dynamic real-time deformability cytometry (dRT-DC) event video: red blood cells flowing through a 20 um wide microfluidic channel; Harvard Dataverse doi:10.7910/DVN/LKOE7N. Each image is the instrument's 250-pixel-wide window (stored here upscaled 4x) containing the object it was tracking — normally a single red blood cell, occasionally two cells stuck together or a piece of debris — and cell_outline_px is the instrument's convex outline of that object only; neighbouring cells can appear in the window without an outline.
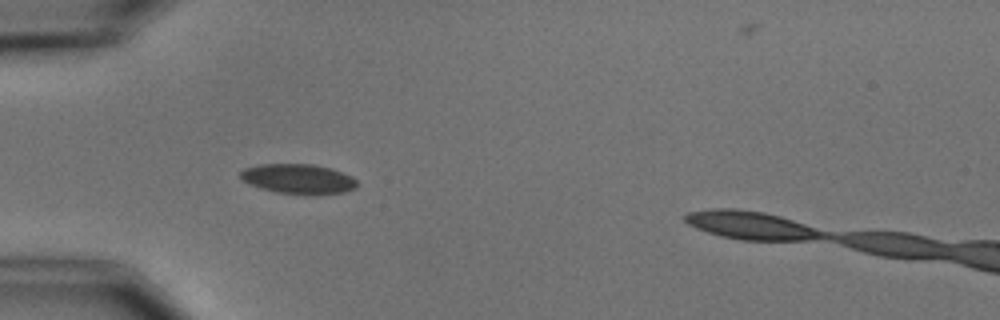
{"species": "common noctule bat (a hibernating species)", "species_latin": "Nyctalus noctula", "temperature_condition": "cold", "stored_images_in_passage": 5, "camera_frame_rate_fps": 3000, "um_per_image_px": 0.085, "animal": {"sex": "male", "body_mass_g": 15.6}, "frame": {"image": 1, "passage_image": 5, "time_ms": 4.667, "image_size_px": [1000, 320], "cell_outline_px": [[360, 184], [356, 188], [344, 192], [312, 196], [276, 192], [260, 188], [248, 184], [240, 180], [240, 172], [244, 168], [260, 164], [312, 164], [332, 168], [352, 176]], "centroid_in_image_um": [25.37, 15.22], "position_along_channel_um": 59.6, "area_um2": 20.81}}